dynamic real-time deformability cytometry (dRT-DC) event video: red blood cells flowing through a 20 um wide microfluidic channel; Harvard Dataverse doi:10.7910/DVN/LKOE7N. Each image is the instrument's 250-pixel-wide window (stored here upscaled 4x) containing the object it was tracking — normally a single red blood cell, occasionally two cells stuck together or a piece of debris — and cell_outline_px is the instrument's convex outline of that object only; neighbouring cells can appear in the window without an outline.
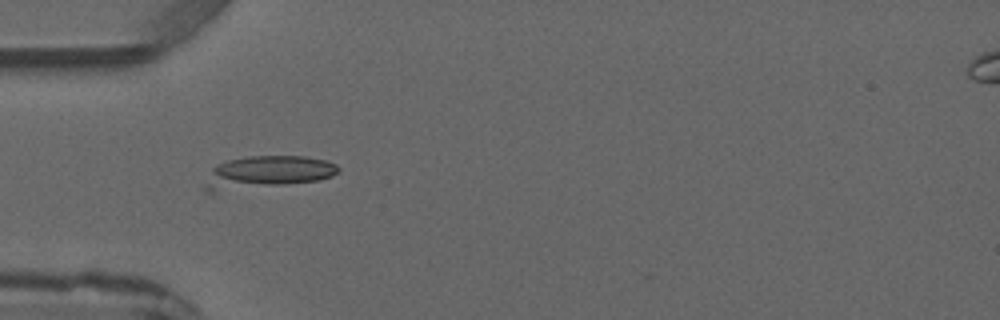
{"species": "common noctule bat (a hibernating species)", "species_latin": "Nyctalus noctula", "temperature_condition": "warm", "stored_images_in_passage": 5, "camera_frame_rate_fps": 3000, "um_per_image_px": 0.085, "animal": {"sex": "male", "forearm_length_mm": 52.5}, "frame": {"image": 1, "passage_image": 5, "time_ms": 5.333, "image_size_px": [1000, 320], "cell_outline_px": [[340, 172], [332, 176], [320, 180], [212, 192], [208, 192], [204, 188], [212, 168], [216, 164], [228, 160], [248, 156], [304, 156], [324, 160], [336, 164], [340, 168]], "centroid_in_image_um": [22.74, 14.62], "position_along_channel_um": 62.3, "area_um2": 24.91}}